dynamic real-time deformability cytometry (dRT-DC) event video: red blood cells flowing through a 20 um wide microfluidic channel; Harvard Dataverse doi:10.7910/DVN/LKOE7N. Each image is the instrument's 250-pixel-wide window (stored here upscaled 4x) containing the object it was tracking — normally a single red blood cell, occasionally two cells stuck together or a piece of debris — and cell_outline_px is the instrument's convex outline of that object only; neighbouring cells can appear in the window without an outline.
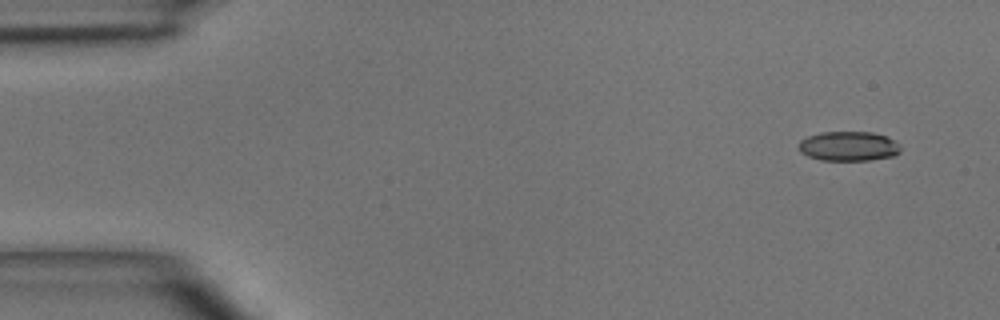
{"species": "common noctule bat (a hibernating species)", "species_latin": "Nyctalus noctula", "temperature_condition": "room temperature", "stored_images_in_passage": 4, "segment_of_instrument_passage": [2, 2], "camera_frame_rate_fps": 3000, "um_per_image_px": 0.085, "animal": {"sex": "male", "body_mass_g": 15.6}, "frame": {"image": 1, "passage_image": 4, "time_ms": 4.0, "image_size_px": [1000, 320], "cell_outline_px": [[900, 152], [892, 156], [868, 160], [820, 160], [808, 156], [800, 152], [796, 148], [800, 140], [808, 136], [820, 132], [872, 132], [888, 136], [896, 140], [900, 144]], "centroid_in_image_um": [72.12, 12.42], "position_along_channel_um": 12.9, "area_um2": 17.8}}